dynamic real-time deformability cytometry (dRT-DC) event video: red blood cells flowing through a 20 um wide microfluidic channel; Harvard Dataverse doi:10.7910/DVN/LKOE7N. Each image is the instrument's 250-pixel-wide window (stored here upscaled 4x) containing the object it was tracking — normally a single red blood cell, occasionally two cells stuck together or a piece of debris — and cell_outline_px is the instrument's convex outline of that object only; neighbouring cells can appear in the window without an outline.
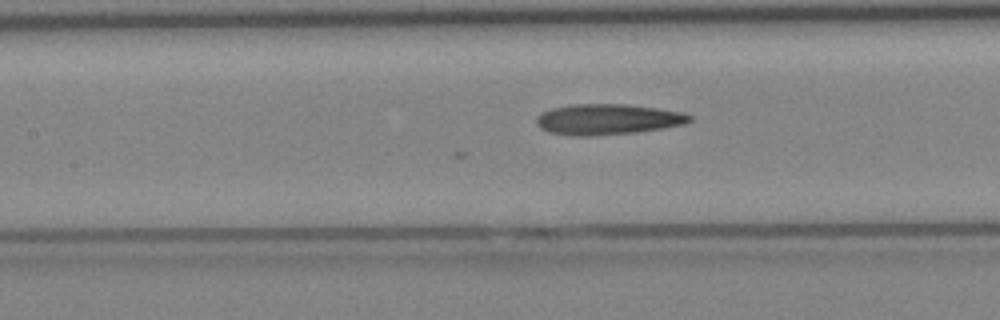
{"species": "Egyptian fruit bat (a non-hibernating species)", "species_latin": "Rousettus aegyptiacus", "temperature_condition": "cold", "stored_images_in_passage": 30, "camera_frame_rate_fps": 3000, "um_per_image_px": 0.085, "animal": {"sex": "female"}, "frame": {"image": 1, "passage_image": 7, "time_ms": 2.0, "image_size_px": [1000, 320], "cell_outline_px": [[692, 120], [684, 124], [636, 132], [592, 136], [576, 136], [548, 132], [540, 128], [536, 124], [536, 116], [552, 108], [572, 104], [624, 104], [656, 108], [684, 112], [692, 116]], "centroid_in_image_um": [51.63, 10.14], "position_along_channel_um": 155.8, "area_um2": 27.34}}
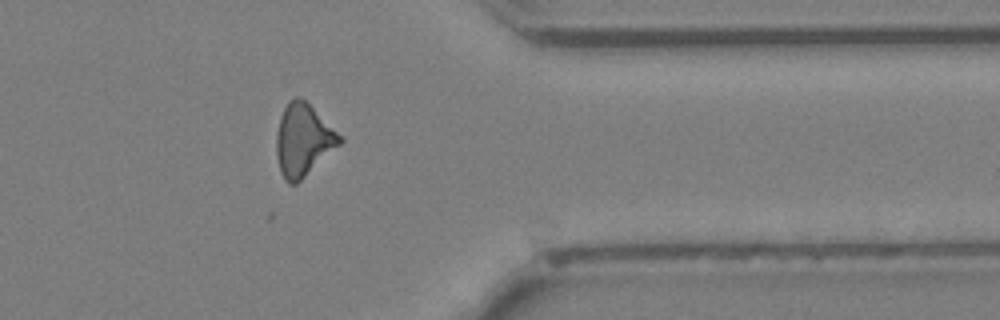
{"frame": {"image": 2, "passage_image": 22, "time_ms": 7.0, "image_size_px": [1000, 320], "cell_outline_px": [[344, 140], [340, 144], [296, 184], [288, 184], [284, 180], [280, 172], [276, 156], [276, 132], [280, 116], [288, 100], [296, 96], [300, 96], [344, 136]], "centroid_in_image_um": [25.76, 11.89], "position_along_channel_um": 385.6, "area_um2": 26.82}}
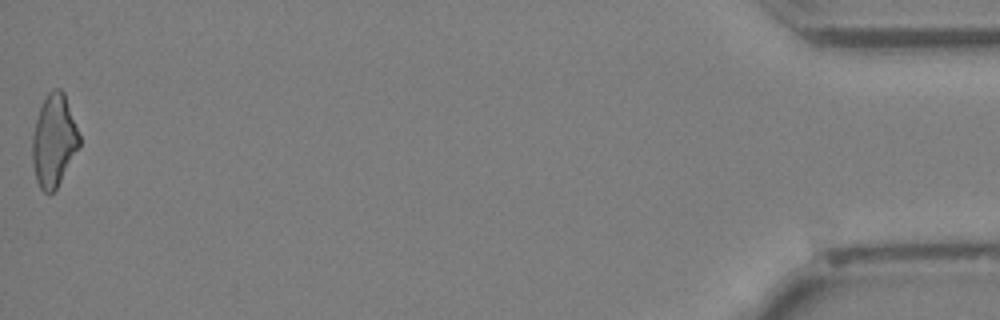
{"frame": {"image": 3, "passage_image": 30, "time_ms": 9.667, "image_size_px": [1000, 320], "cell_outline_px": [[80, 148], [56, 188], [52, 192], [44, 192], [40, 188], [36, 180], [32, 160], [32, 136], [36, 120], [40, 108], [48, 92], [52, 88], [60, 88], [64, 92], [80, 136]], "centroid_in_image_um": [4.59, 11.95], "position_along_channel_um": 430.6, "area_um2": 25.2}}